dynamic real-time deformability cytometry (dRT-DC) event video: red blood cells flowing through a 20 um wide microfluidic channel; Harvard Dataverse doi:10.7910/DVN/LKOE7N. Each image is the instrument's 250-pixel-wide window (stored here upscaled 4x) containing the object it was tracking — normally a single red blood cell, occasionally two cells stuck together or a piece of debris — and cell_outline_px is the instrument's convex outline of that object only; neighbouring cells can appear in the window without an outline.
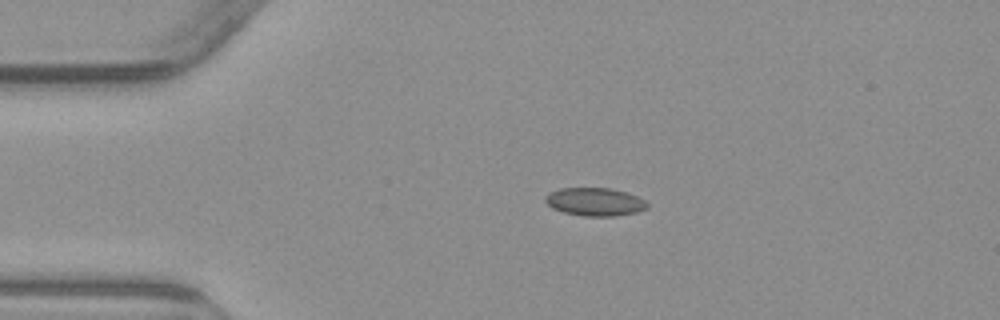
{"species": "common noctule bat (a hibernating species)", "species_latin": "Nyctalus noctula", "temperature_condition": "warm", "stored_images_in_passage": 4, "camera_frame_rate_fps": 3000, "um_per_image_px": 0.085, "animal": {"sex": "male", "body_mass_g": 23.1, "forearm_length_mm": 52.7}, "frame": {"image": 1, "passage_image": 3, "time_ms": 2.333, "image_size_px": [1000, 320], "cell_outline_px": [[648, 208], [636, 212], [616, 216], [584, 216], [564, 212], [552, 208], [544, 200], [544, 196], [548, 192], [560, 188], [612, 188], [628, 192], [644, 200], [648, 204]], "centroid_in_image_um": [50.55, 17.14], "position_along_channel_um": 34.4, "area_um2": 16.82}}